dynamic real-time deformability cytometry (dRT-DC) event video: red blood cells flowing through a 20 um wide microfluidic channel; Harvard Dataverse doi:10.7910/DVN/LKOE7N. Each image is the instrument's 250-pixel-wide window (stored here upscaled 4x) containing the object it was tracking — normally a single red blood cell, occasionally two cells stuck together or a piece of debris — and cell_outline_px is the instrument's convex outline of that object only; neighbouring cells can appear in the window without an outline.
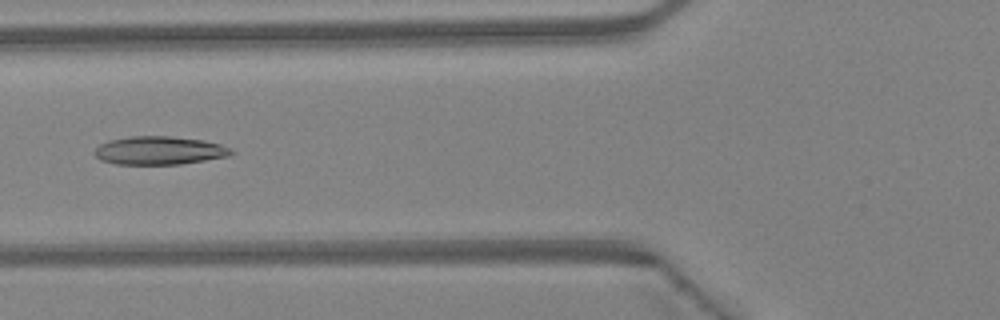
{"species": "Egyptian fruit bat (a non-hibernating species)", "species_latin": "Rousettus aegyptiacus", "temperature_condition": "warm", "stored_images_in_passage": 36, "camera_frame_rate_fps": 3000, "um_per_image_px": 0.085, "animal": {"sex": "female"}, "frame": {"image": 1, "passage_image": 9, "time_ms": 2.667, "image_size_px": [1000, 320], "cell_outline_px": [[236, 152], [228, 156], [180, 164], [116, 164], [100, 160], [92, 152], [100, 144], [108, 140], [132, 136], [172, 136], [204, 140], [220, 144]], "centroid_in_image_um": [13.51, 12.79], "position_along_channel_um": 112.3, "area_um2": 22.54}}
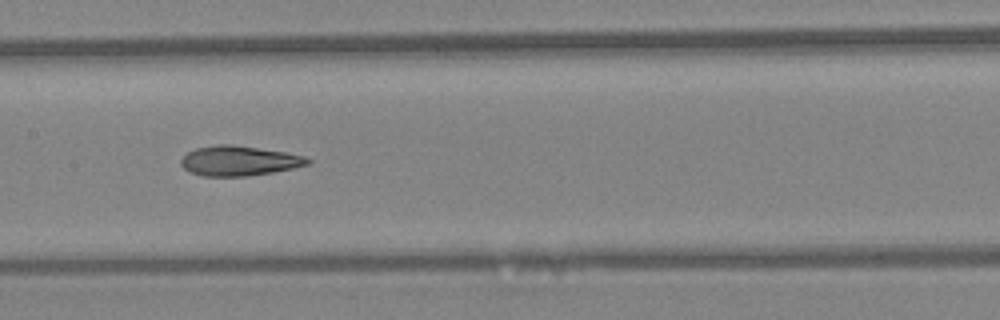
{"frame": {"image": 2, "passage_image": 14, "time_ms": 4.333, "image_size_px": [1000, 320], "cell_outline_px": [[312, 164], [272, 172], [244, 176], [204, 176], [188, 172], [180, 164], [180, 160], [188, 152], [196, 148], [220, 144], [232, 144], [284, 152], [304, 156], [312, 160]], "centroid_in_image_um": [20.31, 13.67], "position_along_channel_um": 187.1, "area_um2": 21.96}}
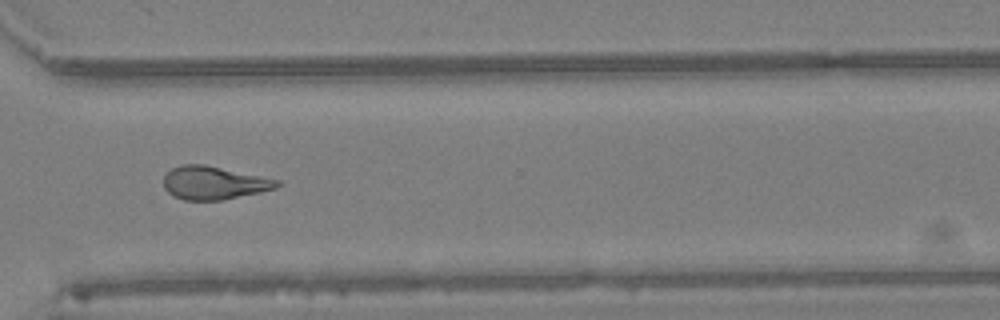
{"frame": {"image": 3, "passage_image": 25, "time_ms": 8.0, "image_size_px": [1000, 320], "cell_outline_px": [[284, 184], [276, 188], [260, 192], [220, 200], [184, 200], [172, 196], [164, 188], [164, 176], [172, 168], [180, 164], [204, 164], [280, 180]], "centroid_in_image_um": [18.18, 15.54], "position_along_channel_um": 352.4, "area_um2": 21.96}, "authors_computed_cell_mechanics": {"area_um2": 21.964, "velocity_mm_per_s": 4.5078, "shape_relaxation_time_tau1_ms": null, "shape_relaxation_time_tau2_ms": 4.0209, "deformation_change_tau1": null, "deformation_change_tau2": 0.1358}}